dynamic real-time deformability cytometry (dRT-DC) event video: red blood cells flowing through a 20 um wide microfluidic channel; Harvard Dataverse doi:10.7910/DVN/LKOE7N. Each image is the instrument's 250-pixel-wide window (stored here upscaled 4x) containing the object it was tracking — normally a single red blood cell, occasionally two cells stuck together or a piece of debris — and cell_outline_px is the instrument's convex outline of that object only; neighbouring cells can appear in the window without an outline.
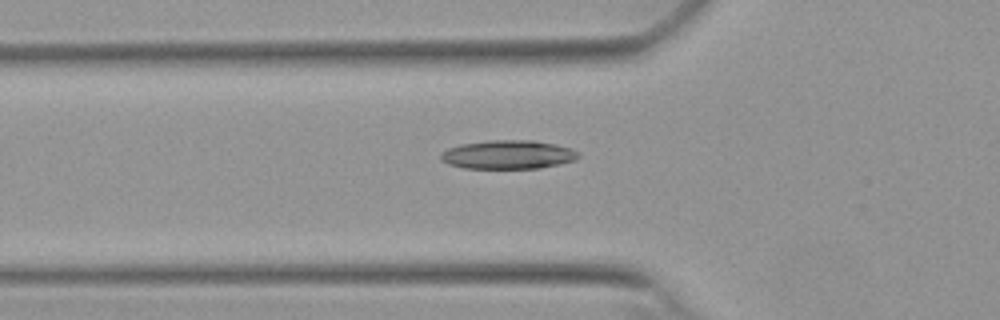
{"species": "Egyptian fruit bat (a non-hibernating species)", "species_latin": "Rousettus aegyptiacus", "temperature_condition": "warm", "stored_images_in_passage": 34, "camera_frame_rate_fps": 3000, "um_per_image_px": 0.085, "animal": {"sex": "female"}, "frame": {"image": 1, "passage_image": 3, "time_ms": 0.667, "image_size_px": [1000, 320], "cell_outline_px": [[580, 156], [576, 160], [560, 164], [540, 168], [464, 168], [448, 164], [440, 160], [440, 156], [448, 148], [460, 144], [488, 140], [532, 140], [556, 144], [572, 148], [580, 152]], "centroid_in_image_um": [43.22, 13.14], "position_along_channel_um": 82.6, "area_um2": 23.24}}
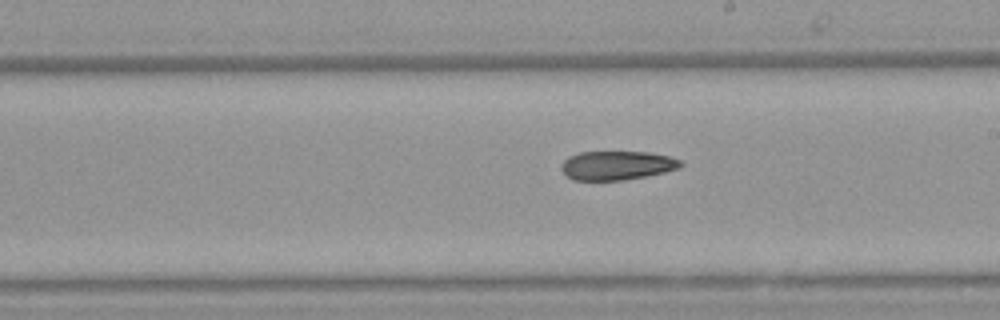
{"frame": {"image": 2, "passage_image": 15, "time_ms": 4.667, "image_size_px": [1000, 320], "cell_outline_px": [[684, 164], [680, 168], [648, 176], [624, 180], [572, 180], [560, 168], [560, 164], [568, 156], [580, 152], [648, 152], [668, 156], [680, 160]], "centroid_in_image_um": [52.44, 14.06], "position_along_channel_um": 236.6, "area_um2": 20.23}}
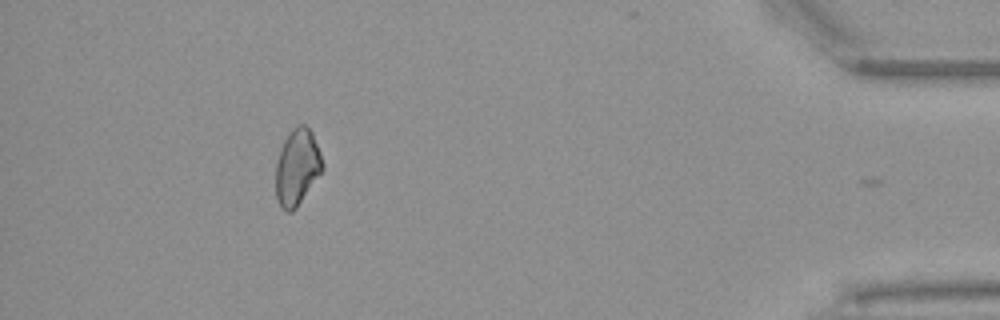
{"frame": {"image": 3, "passage_image": 33, "time_ms": 10.667, "image_size_px": [1000, 320], "cell_outline_px": [[324, 168], [296, 208], [292, 212], [288, 212], [280, 208], [276, 196], [276, 160], [280, 148], [288, 132], [296, 124], [304, 124], [312, 132], [320, 152], [324, 164]], "centroid_in_image_um": [25.24, 14.19], "position_along_channel_um": 410.0, "area_um2": 20.92}}